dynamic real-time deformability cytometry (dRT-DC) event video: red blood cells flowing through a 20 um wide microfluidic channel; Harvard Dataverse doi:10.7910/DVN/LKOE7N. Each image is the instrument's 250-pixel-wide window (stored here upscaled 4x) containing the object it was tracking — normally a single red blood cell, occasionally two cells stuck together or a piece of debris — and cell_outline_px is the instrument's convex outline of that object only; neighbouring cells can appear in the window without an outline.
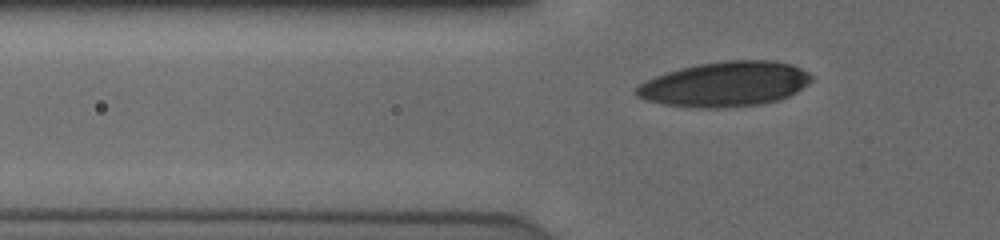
{"species": "human", "species_latin": "Homo sapiens", "temperature_condition": "cold", "stored_images_in_passage": 33, "camera_frame_rate_fps": 3000, "um_per_image_px": 0.085, "donor": {"sex": "male"}, "frame": {"image": 1, "passage_image": 5, "time_ms": 1.333, "image_size_px": [1000, 240], "cell_outline_px": [[812, 80], [808, 84], [796, 92], [780, 100], [764, 104], [728, 108], [696, 108], [664, 104], [644, 100], [636, 96], [632, 92], [640, 84], [656, 76], [680, 68], [696, 64], [724, 60], [776, 60], [792, 64], [808, 72], [812, 76]], "centroid_in_image_um": [61.64, 7.16], "position_along_channel_um": 64.2, "area_um2": 46.36}}
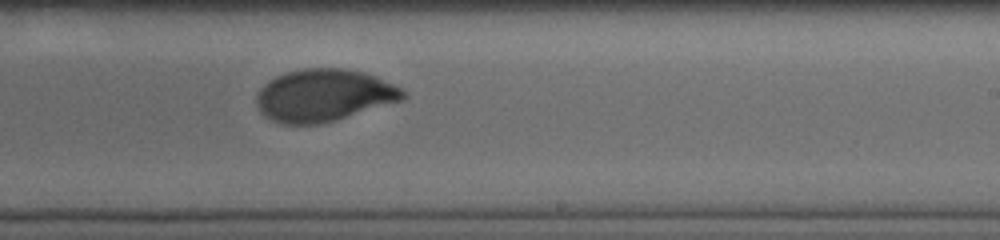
{"frame": {"image": 2, "passage_image": 21, "time_ms": 6.667, "image_size_px": [1000, 240], "cell_outline_px": [[408, 96], [404, 100], [336, 120], [320, 124], [280, 124], [264, 116], [260, 112], [256, 104], [256, 96], [260, 88], [268, 80], [284, 72], [304, 68], [344, 68], [364, 72], [376, 76], [400, 88]], "centroid_in_image_um": [27.51, 8.1], "position_along_channel_um": 261.5, "area_um2": 44.97}}
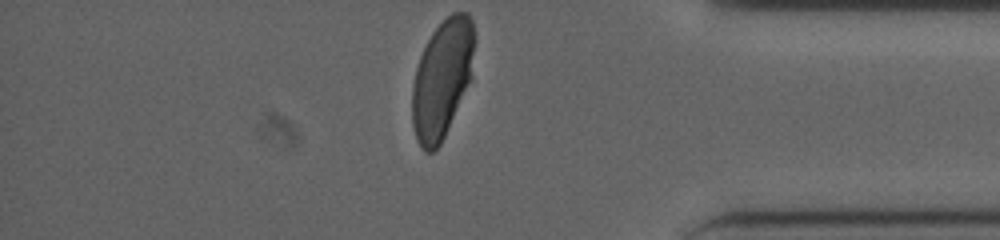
{"frame": {"image": 3, "passage_image": 33, "time_ms": 10.667, "image_size_px": [1000, 240], "cell_outline_px": [[476, 40], [472, 80], [440, 144], [432, 152], [424, 152], [416, 140], [412, 124], [412, 84], [416, 68], [420, 56], [432, 32], [452, 12], [468, 12], [472, 20]], "centroid_in_image_um": [37.61, 6.69], "position_along_channel_um": 397.6, "area_um2": 43.52}, "authors_computed_cell_mechanics": {"area_um2": 45.0262, "velocity_mm_per_s": 3.8505, "shape_relaxation_time_tau1_ms": 3.8832, "shape_relaxation_time_tau2_ms": null, "deformation_change_tau1": 0.1578, "deformation_change_tau2": null}}